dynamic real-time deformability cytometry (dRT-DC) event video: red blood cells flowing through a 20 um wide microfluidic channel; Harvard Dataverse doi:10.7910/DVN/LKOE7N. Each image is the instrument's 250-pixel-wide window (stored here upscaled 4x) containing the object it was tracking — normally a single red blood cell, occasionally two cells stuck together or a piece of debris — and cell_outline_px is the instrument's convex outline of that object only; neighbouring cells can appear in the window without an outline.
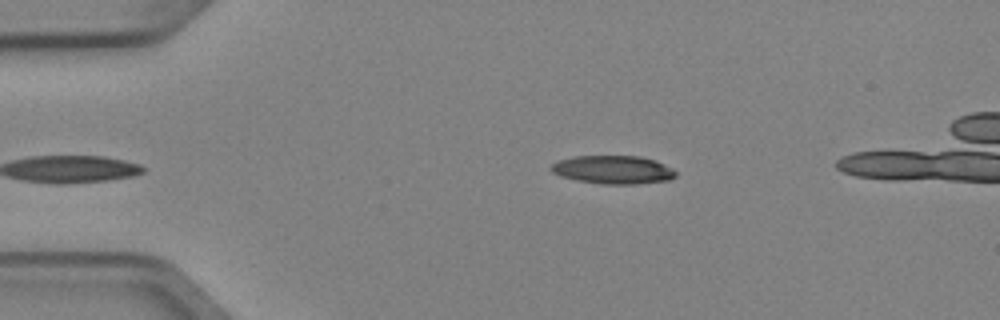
{"species": "Egyptian fruit bat (a non-hibernating species)", "species_latin": "Rousettus aegyptiacus", "temperature_condition": "cold", "stored_images_in_passage": 4, "camera_frame_rate_fps": 3000, "um_per_image_px": 0.085, "animal": {"sex": "female"}, "frame": {"image": 1, "passage_image": 4, "time_ms": 1.0, "image_size_px": [1000, 320], "cell_outline_px": [[676, 176], [668, 180], [636, 184], [600, 184], [576, 180], [560, 176], [552, 172], [548, 168], [556, 160], [572, 156], [640, 156], [656, 160], [672, 168], [676, 172]], "centroid_in_image_um": [52.07, 14.42], "position_along_channel_um": 32.9, "area_um2": 20.81}}